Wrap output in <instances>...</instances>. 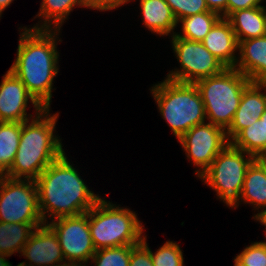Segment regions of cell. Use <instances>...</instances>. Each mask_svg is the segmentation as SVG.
<instances>
[{
  "label": "cell",
  "mask_w": 266,
  "mask_h": 266,
  "mask_svg": "<svg viewBox=\"0 0 266 266\" xmlns=\"http://www.w3.org/2000/svg\"><path fill=\"white\" fill-rule=\"evenodd\" d=\"M235 69L252 83L266 84V35L239 41Z\"/></svg>",
  "instance_id": "15"
},
{
  "label": "cell",
  "mask_w": 266,
  "mask_h": 266,
  "mask_svg": "<svg viewBox=\"0 0 266 266\" xmlns=\"http://www.w3.org/2000/svg\"><path fill=\"white\" fill-rule=\"evenodd\" d=\"M264 166H265V169H266V159H258Z\"/></svg>",
  "instance_id": "39"
},
{
  "label": "cell",
  "mask_w": 266,
  "mask_h": 266,
  "mask_svg": "<svg viewBox=\"0 0 266 266\" xmlns=\"http://www.w3.org/2000/svg\"><path fill=\"white\" fill-rule=\"evenodd\" d=\"M264 0H228L227 18L235 11L262 6Z\"/></svg>",
  "instance_id": "31"
},
{
  "label": "cell",
  "mask_w": 266,
  "mask_h": 266,
  "mask_svg": "<svg viewBox=\"0 0 266 266\" xmlns=\"http://www.w3.org/2000/svg\"><path fill=\"white\" fill-rule=\"evenodd\" d=\"M28 266H57L66 263L54 231L44 224L34 230L22 252ZM56 264V265H55Z\"/></svg>",
  "instance_id": "13"
},
{
  "label": "cell",
  "mask_w": 266,
  "mask_h": 266,
  "mask_svg": "<svg viewBox=\"0 0 266 266\" xmlns=\"http://www.w3.org/2000/svg\"><path fill=\"white\" fill-rule=\"evenodd\" d=\"M177 22L187 16L209 11L205 0H165Z\"/></svg>",
  "instance_id": "27"
},
{
  "label": "cell",
  "mask_w": 266,
  "mask_h": 266,
  "mask_svg": "<svg viewBox=\"0 0 266 266\" xmlns=\"http://www.w3.org/2000/svg\"><path fill=\"white\" fill-rule=\"evenodd\" d=\"M263 9H264V14H265V18H266V7L263 6Z\"/></svg>",
  "instance_id": "42"
},
{
  "label": "cell",
  "mask_w": 266,
  "mask_h": 266,
  "mask_svg": "<svg viewBox=\"0 0 266 266\" xmlns=\"http://www.w3.org/2000/svg\"><path fill=\"white\" fill-rule=\"evenodd\" d=\"M12 1L14 0H0V15L2 16V12L8 7Z\"/></svg>",
  "instance_id": "34"
},
{
  "label": "cell",
  "mask_w": 266,
  "mask_h": 266,
  "mask_svg": "<svg viewBox=\"0 0 266 266\" xmlns=\"http://www.w3.org/2000/svg\"><path fill=\"white\" fill-rule=\"evenodd\" d=\"M124 3H128L130 2L131 0H122Z\"/></svg>",
  "instance_id": "43"
},
{
  "label": "cell",
  "mask_w": 266,
  "mask_h": 266,
  "mask_svg": "<svg viewBox=\"0 0 266 266\" xmlns=\"http://www.w3.org/2000/svg\"><path fill=\"white\" fill-rule=\"evenodd\" d=\"M234 262H235L234 266H245L241 264L236 258H234Z\"/></svg>",
  "instance_id": "38"
},
{
  "label": "cell",
  "mask_w": 266,
  "mask_h": 266,
  "mask_svg": "<svg viewBox=\"0 0 266 266\" xmlns=\"http://www.w3.org/2000/svg\"><path fill=\"white\" fill-rule=\"evenodd\" d=\"M89 229L96 250L137 245L144 237V227L136 213L105 198H100L89 210Z\"/></svg>",
  "instance_id": "5"
},
{
  "label": "cell",
  "mask_w": 266,
  "mask_h": 266,
  "mask_svg": "<svg viewBox=\"0 0 266 266\" xmlns=\"http://www.w3.org/2000/svg\"><path fill=\"white\" fill-rule=\"evenodd\" d=\"M81 7H87L90 9L108 11L116 9L121 5H125L122 0H79Z\"/></svg>",
  "instance_id": "30"
},
{
  "label": "cell",
  "mask_w": 266,
  "mask_h": 266,
  "mask_svg": "<svg viewBox=\"0 0 266 266\" xmlns=\"http://www.w3.org/2000/svg\"><path fill=\"white\" fill-rule=\"evenodd\" d=\"M178 244L166 241L155 253L150 249L154 266H184L183 252Z\"/></svg>",
  "instance_id": "26"
},
{
  "label": "cell",
  "mask_w": 266,
  "mask_h": 266,
  "mask_svg": "<svg viewBox=\"0 0 266 266\" xmlns=\"http://www.w3.org/2000/svg\"><path fill=\"white\" fill-rule=\"evenodd\" d=\"M236 259L245 266H266V241L251 243Z\"/></svg>",
  "instance_id": "28"
},
{
  "label": "cell",
  "mask_w": 266,
  "mask_h": 266,
  "mask_svg": "<svg viewBox=\"0 0 266 266\" xmlns=\"http://www.w3.org/2000/svg\"><path fill=\"white\" fill-rule=\"evenodd\" d=\"M0 222L44 224L36 181L0 178Z\"/></svg>",
  "instance_id": "8"
},
{
  "label": "cell",
  "mask_w": 266,
  "mask_h": 266,
  "mask_svg": "<svg viewBox=\"0 0 266 266\" xmlns=\"http://www.w3.org/2000/svg\"><path fill=\"white\" fill-rule=\"evenodd\" d=\"M130 256L131 245L102 248L96 250L91 262L95 266H129Z\"/></svg>",
  "instance_id": "25"
},
{
  "label": "cell",
  "mask_w": 266,
  "mask_h": 266,
  "mask_svg": "<svg viewBox=\"0 0 266 266\" xmlns=\"http://www.w3.org/2000/svg\"><path fill=\"white\" fill-rule=\"evenodd\" d=\"M28 101L34 105L36 113L44 109L9 69L0 83V122H24L34 118L27 115Z\"/></svg>",
  "instance_id": "12"
},
{
  "label": "cell",
  "mask_w": 266,
  "mask_h": 266,
  "mask_svg": "<svg viewBox=\"0 0 266 266\" xmlns=\"http://www.w3.org/2000/svg\"><path fill=\"white\" fill-rule=\"evenodd\" d=\"M22 122H0V172L5 175L15 160Z\"/></svg>",
  "instance_id": "23"
},
{
  "label": "cell",
  "mask_w": 266,
  "mask_h": 266,
  "mask_svg": "<svg viewBox=\"0 0 266 266\" xmlns=\"http://www.w3.org/2000/svg\"><path fill=\"white\" fill-rule=\"evenodd\" d=\"M143 23L148 30L160 36H173L178 26L171 7L165 0H139Z\"/></svg>",
  "instance_id": "18"
},
{
  "label": "cell",
  "mask_w": 266,
  "mask_h": 266,
  "mask_svg": "<svg viewBox=\"0 0 266 266\" xmlns=\"http://www.w3.org/2000/svg\"><path fill=\"white\" fill-rule=\"evenodd\" d=\"M178 142L187 158L198 167L197 177L212 164L216 156L230 143L226 130L210 122L198 124L183 134Z\"/></svg>",
  "instance_id": "11"
},
{
  "label": "cell",
  "mask_w": 266,
  "mask_h": 266,
  "mask_svg": "<svg viewBox=\"0 0 266 266\" xmlns=\"http://www.w3.org/2000/svg\"><path fill=\"white\" fill-rule=\"evenodd\" d=\"M47 225L57 235L64 259L68 263L87 266L96 252L89 229V211L57 218Z\"/></svg>",
  "instance_id": "10"
},
{
  "label": "cell",
  "mask_w": 266,
  "mask_h": 266,
  "mask_svg": "<svg viewBox=\"0 0 266 266\" xmlns=\"http://www.w3.org/2000/svg\"><path fill=\"white\" fill-rule=\"evenodd\" d=\"M44 224H21L0 222V253H20L34 230Z\"/></svg>",
  "instance_id": "20"
},
{
  "label": "cell",
  "mask_w": 266,
  "mask_h": 266,
  "mask_svg": "<svg viewBox=\"0 0 266 266\" xmlns=\"http://www.w3.org/2000/svg\"><path fill=\"white\" fill-rule=\"evenodd\" d=\"M171 38L172 48L180 63V69L169 71L167 79L195 83L200 79L219 74L227 68L205 48L202 42L180 38L175 34Z\"/></svg>",
  "instance_id": "9"
},
{
  "label": "cell",
  "mask_w": 266,
  "mask_h": 266,
  "mask_svg": "<svg viewBox=\"0 0 266 266\" xmlns=\"http://www.w3.org/2000/svg\"><path fill=\"white\" fill-rule=\"evenodd\" d=\"M257 159H266V152H265V154L263 156H261V157H259Z\"/></svg>",
  "instance_id": "41"
},
{
  "label": "cell",
  "mask_w": 266,
  "mask_h": 266,
  "mask_svg": "<svg viewBox=\"0 0 266 266\" xmlns=\"http://www.w3.org/2000/svg\"><path fill=\"white\" fill-rule=\"evenodd\" d=\"M205 48L227 68H234L239 42L227 18L221 17L202 41Z\"/></svg>",
  "instance_id": "16"
},
{
  "label": "cell",
  "mask_w": 266,
  "mask_h": 266,
  "mask_svg": "<svg viewBox=\"0 0 266 266\" xmlns=\"http://www.w3.org/2000/svg\"><path fill=\"white\" fill-rule=\"evenodd\" d=\"M67 158L64 152L35 180L44 224L48 223L47 218L87 213L101 198L88 188Z\"/></svg>",
  "instance_id": "2"
},
{
  "label": "cell",
  "mask_w": 266,
  "mask_h": 266,
  "mask_svg": "<svg viewBox=\"0 0 266 266\" xmlns=\"http://www.w3.org/2000/svg\"><path fill=\"white\" fill-rule=\"evenodd\" d=\"M255 159L229 143L199 178L231 207L240 198L247 169Z\"/></svg>",
  "instance_id": "7"
},
{
  "label": "cell",
  "mask_w": 266,
  "mask_h": 266,
  "mask_svg": "<svg viewBox=\"0 0 266 266\" xmlns=\"http://www.w3.org/2000/svg\"><path fill=\"white\" fill-rule=\"evenodd\" d=\"M209 11L219 14L223 18H227V2L228 0H205Z\"/></svg>",
  "instance_id": "32"
},
{
  "label": "cell",
  "mask_w": 266,
  "mask_h": 266,
  "mask_svg": "<svg viewBox=\"0 0 266 266\" xmlns=\"http://www.w3.org/2000/svg\"><path fill=\"white\" fill-rule=\"evenodd\" d=\"M221 16L212 11L201 12L193 16L180 19L182 33H175L176 36L191 41L202 42Z\"/></svg>",
  "instance_id": "24"
},
{
  "label": "cell",
  "mask_w": 266,
  "mask_h": 266,
  "mask_svg": "<svg viewBox=\"0 0 266 266\" xmlns=\"http://www.w3.org/2000/svg\"><path fill=\"white\" fill-rule=\"evenodd\" d=\"M262 89L265 92H261ZM266 110V84L250 83L243 91L239 107L226 129L229 142L243 129L258 121Z\"/></svg>",
  "instance_id": "14"
},
{
  "label": "cell",
  "mask_w": 266,
  "mask_h": 266,
  "mask_svg": "<svg viewBox=\"0 0 266 266\" xmlns=\"http://www.w3.org/2000/svg\"><path fill=\"white\" fill-rule=\"evenodd\" d=\"M260 118L264 121L265 126H266V110H265V112L261 115Z\"/></svg>",
  "instance_id": "37"
},
{
  "label": "cell",
  "mask_w": 266,
  "mask_h": 266,
  "mask_svg": "<svg viewBox=\"0 0 266 266\" xmlns=\"http://www.w3.org/2000/svg\"><path fill=\"white\" fill-rule=\"evenodd\" d=\"M251 81L235 68L195 82L211 124L227 129L239 107L244 89Z\"/></svg>",
  "instance_id": "6"
},
{
  "label": "cell",
  "mask_w": 266,
  "mask_h": 266,
  "mask_svg": "<svg viewBox=\"0 0 266 266\" xmlns=\"http://www.w3.org/2000/svg\"><path fill=\"white\" fill-rule=\"evenodd\" d=\"M6 257H10L9 255L0 253V266H9L10 263L6 259Z\"/></svg>",
  "instance_id": "35"
},
{
  "label": "cell",
  "mask_w": 266,
  "mask_h": 266,
  "mask_svg": "<svg viewBox=\"0 0 266 266\" xmlns=\"http://www.w3.org/2000/svg\"><path fill=\"white\" fill-rule=\"evenodd\" d=\"M75 6H80L79 0H43L35 18L44 21L36 23L33 29H60Z\"/></svg>",
  "instance_id": "22"
},
{
  "label": "cell",
  "mask_w": 266,
  "mask_h": 266,
  "mask_svg": "<svg viewBox=\"0 0 266 266\" xmlns=\"http://www.w3.org/2000/svg\"><path fill=\"white\" fill-rule=\"evenodd\" d=\"M17 57L10 70L44 108L49 109L53 80L59 72L57 36L60 29L22 28Z\"/></svg>",
  "instance_id": "1"
},
{
  "label": "cell",
  "mask_w": 266,
  "mask_h": 266,
  "mask_svg": "<svg viewBox=\"0 0 266 266\" xmlns=\"http://www.w3.org/2000/svg\"><path fill=\"white\" fill-rule=\"evenodd\" d=\"M146 239L144 235L141 243L131 245L129 266H154Z\"/></svg>",
  "instance_id": "29"
},
{
  "label": "cell",
  "mask_w": 266,
  "mask_h": 266,
  "mask_svg": "<svg viewBox=\"0 0 266 266\" xmlns=\"http://www.w3.org/2000/svg\"><path fill=\"white\" fill-rule=\"evenodd\" d=\"M57 266H82V265L66 262V263H64V264L57 265Z\"/></svg>",
  "instance_id": "36"
},
{
  "label": "cell",
  "mask_w": 266,
  "mask_h": 266,
  "mask_svg": "<svg viewBox=\"0 0 266 266\" xmlns=\"http://www.w3.org/2000/svg\"><path fill=\"white\" fill-rule=\"evenodd\" d=\"M230 144L255 158L263 156L266 152V126L264 121L259 118L251 126L241 130L230 141Z\"/></svg>",
  "instance_id": "21"
},
{
  "label": "cell",
  "mask_w": 266,
  "mask_h": 266,
  "mask_svg": "<svg viewBox=\"0 0 266 266\" xmlns=\"http://www.w3.org/2000/svg\"><path fill=\"white\" fill-rule=\"evenodd\" d=\"M255 220L259 221L261 225H264L266 227V208L264 211H262ZM265 237H266V230H265Z\"/></svg>",
  "instance_id": "33"
},
{
  "label": "cell",
  "mask_w": 266,
  "mask_h": 266,
  "mask_svg": "<svg viewBox=\"0 0 266 266\" xmlns=\"http://www.w3.org/2000/svg\"><path fill=\"white\" fill-rule=\"evenodd\" d=\"M151 88L163 120H166L177 139L207 119L205 106L195 83L177 82L166 78Z\"/></svg>",
  "instance_id": "4"
},
{
  "label": "cell",
  "mask_w": 266,
  "mask_h": 266,
  "mask_svg": "<svg viewBox=\"0 0 266 266\" xmlns=\"http://www.w3.org/2000/svg\"><path fill=\"white\" fill-rule=\"evenodd\" d=\"M227 19L238 42L266 35L263 6L235 11Z\"/></svg>",
  "instance_id": "19"
},
{
  "label": "cell",
  "mask_w": 266,
  "mask_h": 266,
  "mask_svg": "<svg viewBox=\"0 0 266 266\" xmlns=\"http://www.w3.org/2000/svg\"><path fill=\"white\" fill-rule=\"evenodd\" d=\"M9 266H12V264L10 263V265ZM17 266H28V265H26L25 264V262L23 261V262H21V263H18V265Z\"/></svg>",
  "instance_id": "40"
},
{
  "label": "cell",
  "mask_w": 266,
  "mask_h": 266,
  "mask_svg": "<svg viewBox=\"0 0 266 266\" xmlns=\"http://www.w3.org/2000/svg\"><path fill=\"white\" fill-rule=\"evenodd\" d=\"M241 199V201H240ZM254 205V209H262L254 215V219L265 210L266 207V169L256 158L247 169L240 198L231 206L237 208L240 203Z\"/></svg>",
  "instance_id": "17"
},
{
  "label": "cell",
  "mask_w": 266,
  "mask_h": 266,
  "mask_svg": "<svg viewBox=\"0 0 266 266\" xmlns=\"http://www.w3.org/2000/svg\"><path fill=\"white\" fill-rule=\"evenodd\" d=\"M35 114L31 121L22 122L15 160L5 177L35 181L64 153L61 138L54 133L59 112L51 115L49 109H43Z\"/></svg>",
  "instance_id": "3"
}]
</instances>
